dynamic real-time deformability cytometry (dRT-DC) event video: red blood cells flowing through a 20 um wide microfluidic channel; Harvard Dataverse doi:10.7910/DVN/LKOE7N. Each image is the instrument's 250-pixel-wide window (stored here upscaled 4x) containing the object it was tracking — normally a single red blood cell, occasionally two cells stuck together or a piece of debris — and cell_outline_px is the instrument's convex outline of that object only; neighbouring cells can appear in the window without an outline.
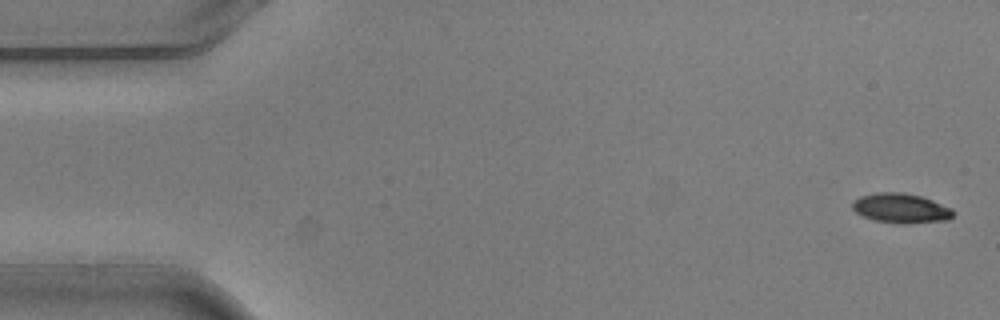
{"species": "common noctule bat (a hibernating species)", "species_latin": "Nyctalus noctula", "temperature_condition": "warm", "stored_images_in_passage": 6, "segment_of_instrument_passage": [1, 2], "camera_frame_rate_fps": 3000, "um_per_image_px": 0.085, "animal": {"sex": "male", "body_mass_g": 20.5, "forearm_length_mm": 52.5}, "frame": {"image": 1, "passage_image": 1, "time_ms": 0.0, "image_size_px": [1000, 320], "cell_outline_px": [[952, 216], [948, 220], [904, 224], [876, 220], [864, 216], [856, 212], [852, 208], [852, 200], [860, 196], [876, 192], [900, 192], [920, 196], [932, 200], [952, 208]], "centroid_in_image_um": [76.55, 17.69], "position_along_channel_um": 8.4, "area_um2": 17.28}}
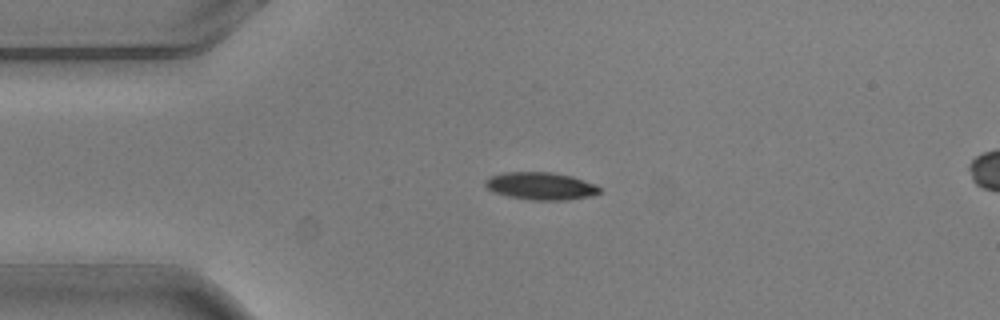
{"frame": {"image": 2, "passage_image": 4, "time_ms": 1.0, "image_size_px": [1000, 320], "cell_outline_px": [[600, 192], [592, 196], [568, 200], [532, 200], [508, 196], [492, 192], [484, 184], [484, 180], [492, 176], [504, 172], [552, 172], [572, 176], [596, 184], [600, 188]], "centroid_in_image_um": [45.98, 15.81], "position_along_channel_um": 39.0, "area_um2": 18.44}}